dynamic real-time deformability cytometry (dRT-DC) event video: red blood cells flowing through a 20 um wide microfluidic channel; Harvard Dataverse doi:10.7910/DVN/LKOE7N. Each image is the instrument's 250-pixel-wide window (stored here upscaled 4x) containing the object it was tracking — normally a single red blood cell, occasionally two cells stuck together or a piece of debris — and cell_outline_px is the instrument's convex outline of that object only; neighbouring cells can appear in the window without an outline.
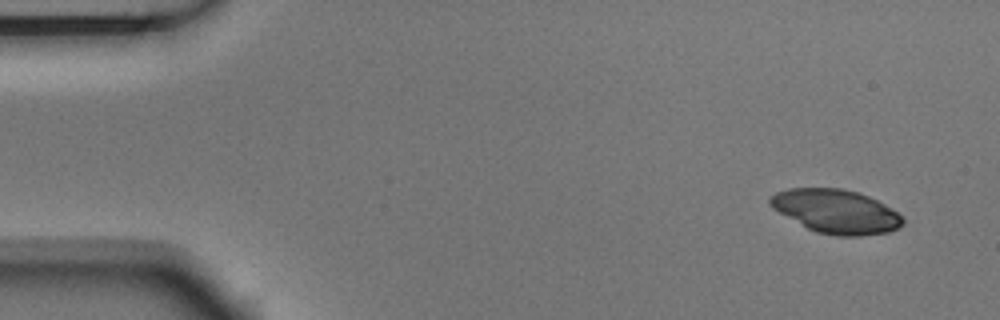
{"species": "Egyptian fruit bat (a non-hibernating species)", "species_latin": "Rousettus aegyptiacus", "temperature_condition": "room temperature", "stored_images_in_passage": 5, "camera_frame_rate_fps": 3000, "um_per_image_px": 0.085, "animal": {"sex": "male"}, "frame": {"image": 1, "passage_image": 1, "time_ms": 0.0, "image_size_px": [1000, 320], "cell_outline_px": [[904, 224], [888, 232], [860, 236], [836, 236], [816, 232], [808, 228], [772, 208], [768, 204], [768, 196], [776, 192], [788, 188], [840, 188], [860, 192], [876, 200], [896, 212], [904, 220]], "centroid_in_image_um": [71.02, 17.96], "position_along_channel_um": 14.0, "area_um2": 33.7}}